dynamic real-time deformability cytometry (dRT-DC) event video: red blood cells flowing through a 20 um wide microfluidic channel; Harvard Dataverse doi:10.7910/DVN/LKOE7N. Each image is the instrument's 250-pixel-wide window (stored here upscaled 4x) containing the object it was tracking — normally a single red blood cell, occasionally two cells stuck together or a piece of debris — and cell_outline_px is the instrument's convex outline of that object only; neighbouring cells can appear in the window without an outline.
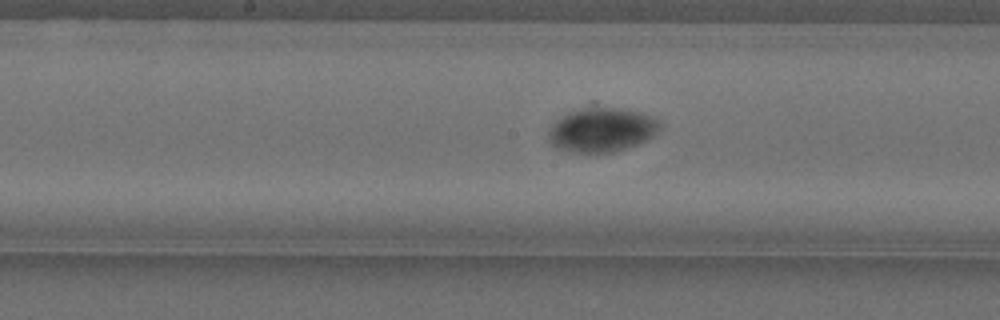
{"species": "Egyptian fruit bat (a non-hibernating species)", "species_latin": "Rousettus aegyptiacus", "temperature_condition": "cold", "stored_images_in_passage": 40, "camera_frame_rate_fps": 3000, "um_per_image_px": 0.085, "animal": {"sex": "female"}, "frame": {"image": 1, "passage_image": 18, "time_ms": 5.667, "image_size_px": [1000, 320], "cell_outline_px": [[660, 128], [652, 136], [636, 144], [612, 152], [576, 152], [556, 148], [548, 140], [548, 132], [552, 124], [556, 120], [568, 112], [580, 108], [620, 108], [644, 112], [656, 116], [660, 120]], "centroid_in_image_um": [51.16, 11.01], "position_along_channel_um": 197.0, "area_um2": 28.61}}
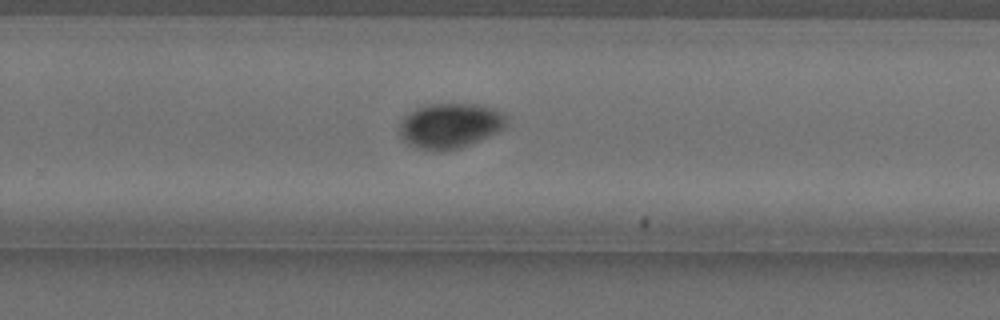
{"frame": {"image": 2, "passage_image": 26, "time_ms": 8.333, "image_size_px": [1000, 320], "cell_outline_px": [[508, 124], [504, 128], [496, 132], [460, 148], [444, 152], [432, 152], [416, 148], [408, 144], [400, 136], [400, 124], [416, 108], [428, 104], [476, 104], [492, 108], [508, 116]], "centroid_in_image_um": [38.27, 10.71], "position_along_channel_um": 291.5, "area_um2": 28.09}}
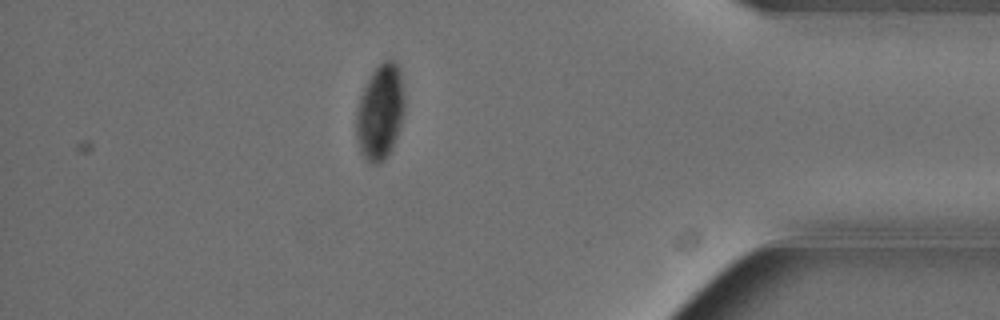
{"frame": {"image": 3, "passage_image": 38, "time_ms": 12.333, "image_size_px": [1000, 320], "cell_outline_px": [[404, 116], [392, 148], [384, 160], [380, 164], [372, 164], [360, 152], [356, 136], [356, 112], [360, 96], [372, 72], [384, 60], [396, 60], [400, 68], [404, 96]], "centroid_in_image_um": [32.33, 9.52], "position_along_channel_um": 402.9, "area_um2": 26.93}}